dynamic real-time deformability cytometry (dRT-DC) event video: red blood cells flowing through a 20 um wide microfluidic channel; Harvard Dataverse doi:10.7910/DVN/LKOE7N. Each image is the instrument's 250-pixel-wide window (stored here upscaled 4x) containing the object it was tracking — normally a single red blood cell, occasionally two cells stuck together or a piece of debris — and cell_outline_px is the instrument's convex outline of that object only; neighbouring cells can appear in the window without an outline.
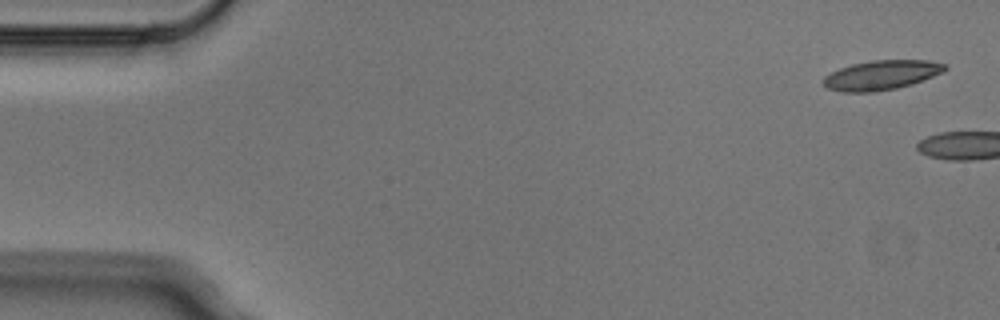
{"species": "Egyptian fruit bat (a non-hibernating species)", "species_latin": "Rousettus aegyptiacus", "temperature_condition": "cold", "stored_images_in_passage": 2, "camera_frame_rate_fps": 3000, "um_per_image_px": 0.085, "animal": {"sex": "male"}, "frame": {"image": 1, "passage_image": 1, "time_ms": 0.0, "image_size_px": [1000, 320], "cell_outline_px": [[948, 68], [944, 72], [912, 84], [896, 88], [876, 92], [840, 92], [828, 88], [824, 84], [824, 76], [840, 68], [852, 64], [872, 60], [928, 60], [948, 64]], "centroid_in_image_um": [74.96, 6.38], "position_along_channel_um": 10.0, "area_um2": 20.98}}